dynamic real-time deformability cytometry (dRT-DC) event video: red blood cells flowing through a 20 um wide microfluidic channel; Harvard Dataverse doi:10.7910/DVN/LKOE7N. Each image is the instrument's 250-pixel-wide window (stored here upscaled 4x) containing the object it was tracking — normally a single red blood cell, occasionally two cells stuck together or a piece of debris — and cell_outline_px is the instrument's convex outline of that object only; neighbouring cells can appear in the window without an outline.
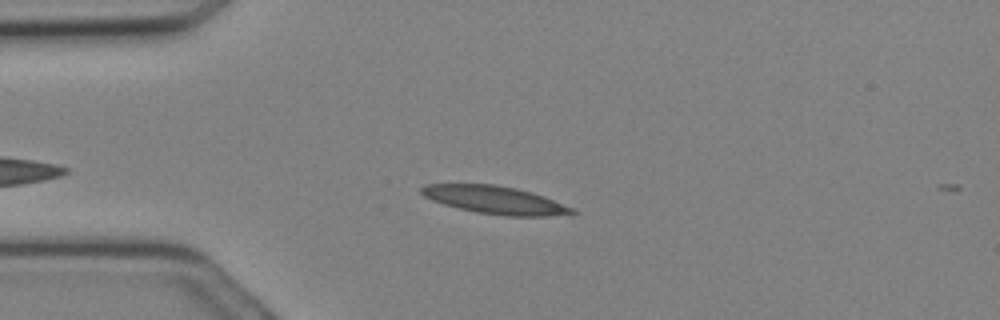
{"species": "Egyptian fruit bat (a non-hibernating species)", "species_latin": "Rousettus aegyptiacus", "temperature_condition": "cold", "stored_images_in_passage": 8, "camera_frame_rate_fps": 3000, "um_per_image_px": 0.085, "animal": {"sex": "female"}, "frame": {"image": 1, "passage_image": 7, "time_ms": 2.0, "image_size_px": [1000, 320], "cell_outline_px": [[576, 212], [544, 216], [504, 216], [476, 212], [444, 204], [432, 200], [424, 196], [420, 192], [420, 188], [424, 184], [496, 184], [516, 188], [532, 192], [544, 196], [576, 208]], "centroid_in_image_um": [42.07, 16.98], "position_along_channel_um": 42.9, "area_um2": 24.39}}